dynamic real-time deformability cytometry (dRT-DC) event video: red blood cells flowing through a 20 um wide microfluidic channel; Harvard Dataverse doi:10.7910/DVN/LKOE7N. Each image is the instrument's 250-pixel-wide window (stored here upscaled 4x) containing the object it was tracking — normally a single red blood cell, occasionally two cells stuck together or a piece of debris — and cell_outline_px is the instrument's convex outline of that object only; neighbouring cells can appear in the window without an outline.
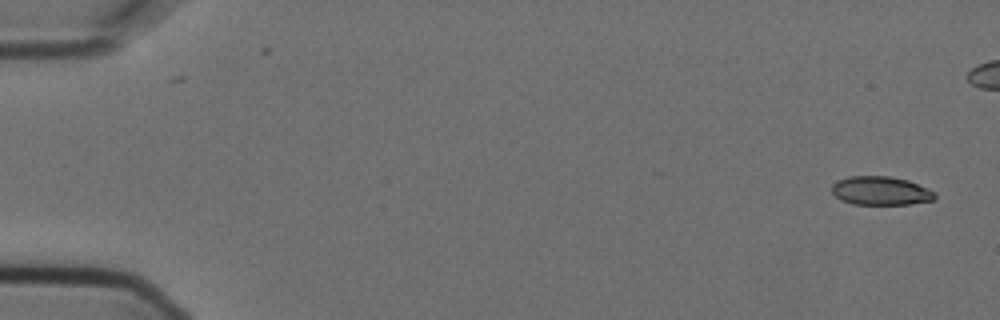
{"species": "Egyptian fruit bat (a non-hibernating species)", "species_latin": "Rousettus aegyptiacus", "temperature_condition": "cold", "stored_images_in_passage": 5, "camera_frame_rate_fps": 3000, "um_per_image_px": 0.085, "animal": {"sex": "female"}, "frame": {"image": 1, "passage_image": 1, "time_ms": 0.0, "image_size_px": [1000, 320], "cell_outline_px": [[936, 200], [908, 204], [852, 204], [840, 200], [832, 192], [832, 184], [836, 180], [848, 176], [888, 176], [908, 180], [936, 192]], "centroid_in_image_um": [74.85, 16.21], "position_along_channel_um": 10.1, "area_um2": 17.34}}
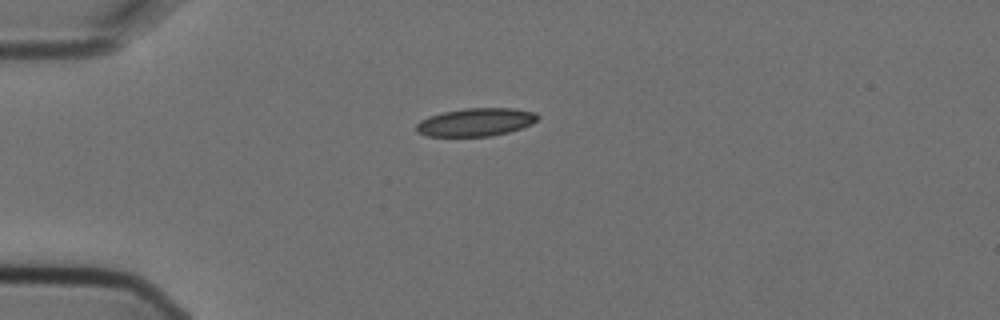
{"frame": {"image": 2, "passage_image": 5, "time_ms": 1.333, "image_size_px": [1000, 320], "cell_outline_px": [[540, 116], [532, 124], [508, 132], [488, 136], [428, 136], [416, 132], [416, 124], [420, 120], [428, 116], [444, 112], [464, 108], [512, 108], [536, 112]], "centroid_in_image_um": [40.43, 10.37], "position_along_channel_um": 44.6, "area_um2": 19.83}}